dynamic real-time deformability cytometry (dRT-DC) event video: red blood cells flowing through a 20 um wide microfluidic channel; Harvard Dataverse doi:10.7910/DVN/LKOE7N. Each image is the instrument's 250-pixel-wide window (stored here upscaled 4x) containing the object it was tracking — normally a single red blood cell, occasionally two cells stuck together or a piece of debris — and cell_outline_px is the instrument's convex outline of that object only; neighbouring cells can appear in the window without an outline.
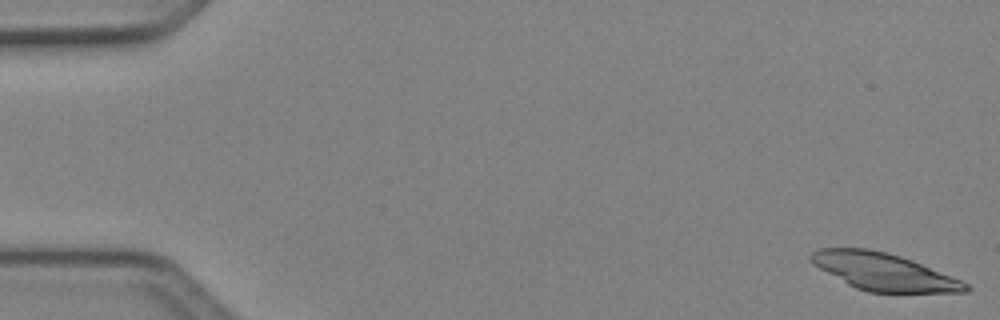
{"species": "Egyptian fruit bat (a non-hibernating species)", "species_latin": "Rousettus aegyptiacus", "temperature_condition": "cold", "stored_images_in_passage": 5, "camera_frame_rate_fps": 3000, "um_per_image_px": 0.085, "animal": {"sex": "female"}, "frame": {"image": 1, "passage_image": 1, "time_ms": 0.0, "image_size_px": [1000, 320], "cell_outline_px": [[972, 288], [968, 292], [868, 292], [856, 288], [848, 284], [812, 264], [808, 260], [808, 256], [816, 248], [868, 248], [900, 256], [912, 260], [960, 280], [968, 284]], "centroid_in_image_um": [75.07, 23.09], "position_along_channel_um": 9.9, "area_um2": 33.29}}